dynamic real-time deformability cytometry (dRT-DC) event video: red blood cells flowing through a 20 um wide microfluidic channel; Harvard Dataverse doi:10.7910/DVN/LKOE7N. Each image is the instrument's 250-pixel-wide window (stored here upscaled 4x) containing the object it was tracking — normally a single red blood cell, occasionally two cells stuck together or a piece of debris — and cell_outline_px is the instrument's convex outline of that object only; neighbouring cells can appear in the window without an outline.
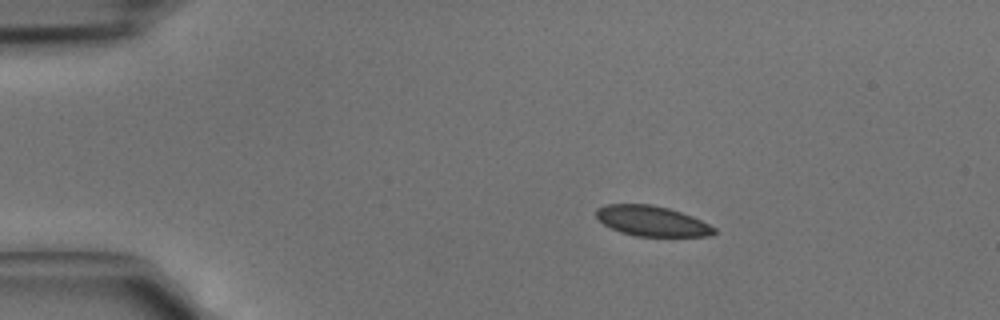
{"species": "common noctule bat (a hibernating species)", "species_latin": "Nyctalus noctula", "temperature_condition": "cold", "stored_images_in_passage": 3, "camera_frame_rate_fps": 3000, "um_per_image_px": 0.085, "animal": {"sex": "male", "body_mass_g": 15.6}, "frame": {"image": 1, "passage_image": 2, "time_ms": 0.333, "image_size_px": [1000, 320], "cell_outline_px": [[716, 232], [712, 236], [636, 236], [620, 232], [604, 224], [596, 216], [596, 208], [608, 204], [652, 204], [668, 208], [692, 216], [716, 228]], "centroid_in_image_um": [55.41, 18.78], "position_along_channel_um": 29.6, "area_um2": 20.69}}